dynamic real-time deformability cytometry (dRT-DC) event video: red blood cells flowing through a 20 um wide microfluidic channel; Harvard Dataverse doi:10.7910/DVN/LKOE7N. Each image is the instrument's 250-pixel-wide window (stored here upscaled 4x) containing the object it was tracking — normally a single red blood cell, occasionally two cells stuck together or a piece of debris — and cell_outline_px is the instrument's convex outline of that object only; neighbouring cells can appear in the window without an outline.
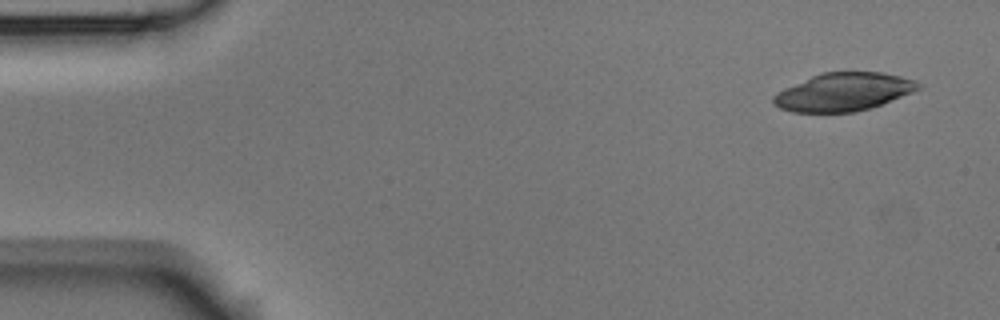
{"species": "Egyptian fruit bat (a non-hibernating species)", "species_latin": "Rousettus aegyptiacus", "temperature_condition": "room temperature", "stored_images_in_passage": 4, "camera_frame_rate_fps": 3000, "um_per_image_px": 0.085, "animal": {"sex": "male"}, "frame": {"image": 1, "passage_image": 1, "time_ms": 0.0, "image_size_px": [1000, 320], "cell_outline_px": [[920, 88], [912, 92], [872, 108], [856, 112], [792, 112], [780, 108], [772, 100], [772, 96], [784, 88], [820, 72], [884, 72], [916, 80], [920, 84]], "centroid_in_image_um": [71.7, 7.81], "position_along_channel_um": 13.3, "area_um2": 32.14}}